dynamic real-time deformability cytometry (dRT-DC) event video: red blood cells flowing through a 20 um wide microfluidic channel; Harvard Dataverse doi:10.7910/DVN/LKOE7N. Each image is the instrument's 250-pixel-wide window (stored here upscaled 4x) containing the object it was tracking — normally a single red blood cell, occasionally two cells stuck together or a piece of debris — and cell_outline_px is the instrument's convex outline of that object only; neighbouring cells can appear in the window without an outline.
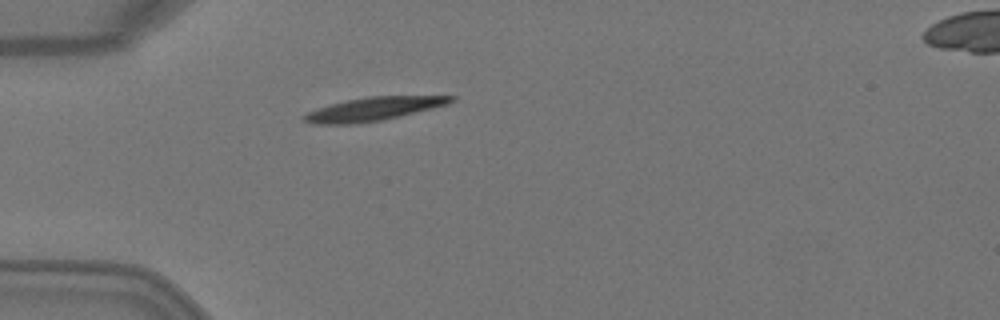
{"species": "Egyptian fruit bat (a non-hibernating species)", "species_latin": "Rousettus aegyptiacus", "temperature_condition": "warm", "stored_images_in_passage": 5, "camera_frame_rate_fps": 3000, "um_per_image_px": 0.085, "animal": {"sex": "female"}, "frame": {"image": 1, "passage_image": 5, "time_ms": 1.333, "image_size_px": [1000, 320], "cell_outline_px": [[456, 100], [448, 104], [384, 120], [356, 124], [312, 124], [304, 120], [300, 116], [308, 112], [332, 104], [348, 100], [368, 96], [456, 96]], "centroid_in_image_um": [31.76, 9.27], "position_along_channel_um": 53.2, "area_um2": 19.94}}